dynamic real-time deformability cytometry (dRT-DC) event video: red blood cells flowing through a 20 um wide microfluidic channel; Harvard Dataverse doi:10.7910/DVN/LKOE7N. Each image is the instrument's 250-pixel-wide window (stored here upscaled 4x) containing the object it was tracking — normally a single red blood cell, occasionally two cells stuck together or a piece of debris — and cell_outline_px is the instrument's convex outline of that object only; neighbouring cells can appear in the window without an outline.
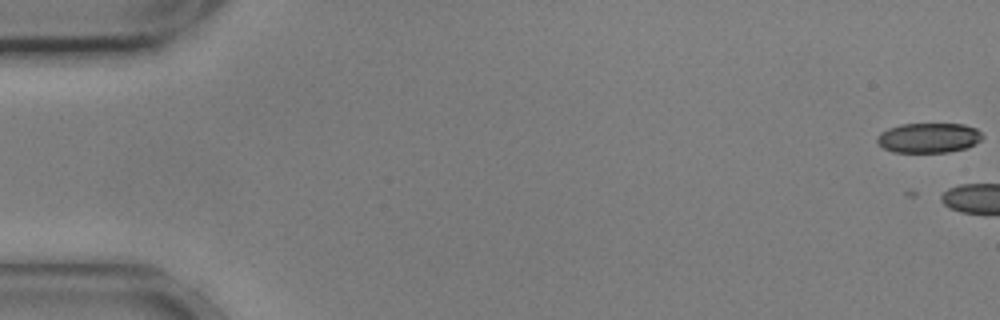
{"species": "common noctule bat (a hibernating species)", "species_latin": "Nyctalus noctula", "temperature_condition": "cold", "stored_images_in_passage": 4, "camera_frame_rate_fps": 3000, "um_per_image_px": 0.085, "animal": {"sex": "male", "body_mass_g": 17.9, "forearm_length_mm": 54.2}, "frame": {"image": 1, "passage_image": 1, "time_ms": 0.0, "image_size_px": [1000, 320], "cell_outline_px": [[984, 136], [980, 140], [968, 148], [948, 152], [892, 152], [884, 148], [876, 140], [876, 136], [880, 132], [888, 128], [900, 124], [964, 124], [976, 128]], "centroid_in_image_um": [78.93, 11.71], "position_along_channel_um": 6.1, "area_um2": 18.44}}